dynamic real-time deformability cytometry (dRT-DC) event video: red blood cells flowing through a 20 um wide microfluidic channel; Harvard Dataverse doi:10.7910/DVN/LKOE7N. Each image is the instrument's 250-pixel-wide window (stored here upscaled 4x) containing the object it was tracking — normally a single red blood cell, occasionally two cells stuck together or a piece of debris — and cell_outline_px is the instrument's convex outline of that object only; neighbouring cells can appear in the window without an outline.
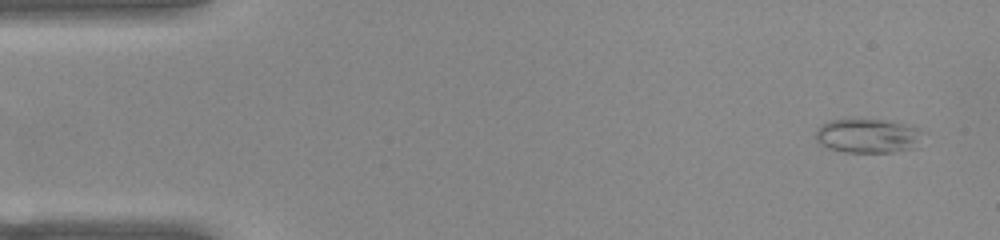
{"species": "common noctule bat (a hibernating species)", "species_latin": "Nyctalus noctula", "temperature_condition": "warm", "stored_images_in_passage": 50, "camera_frame_rate_fps": 3000, "um_per_image_px": 0.085, "animal": {"sex": "female", "body_mass_g": 22.0, "forearm_length_mm": 56.7}, "frame": {"image": 1, "passage_image": 1, "time_ms": 0.0, "image_size_px": [1000, 240], "cell_outline_px": [[928, 132], [920, 148], [896, 152], [844, 152], [828, 148], [820, 144], [816, 140], [816, 128], [832, 120], [888, 120], [908, 124], [920, 128]], "centroid_in_image_um": [73.94, 11.56], "position_along_channel_um": 11.1, "area_um2": 22.14}}
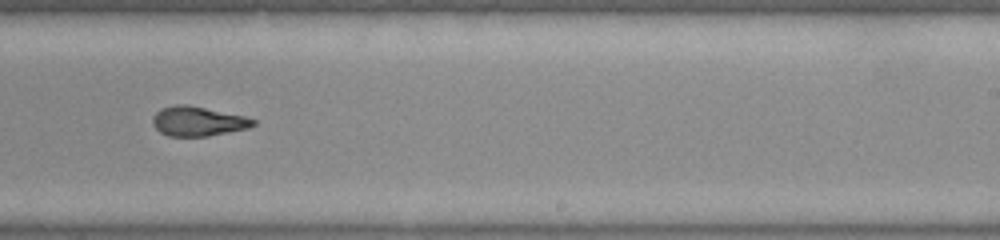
{"frame": {"image": 2, "passage_image": 30, "time_ms": 9.667, "image_size_px": [1000, 240], "cell_outline_px": [[256, 124], [248, 128], [208, 136], [168, 136], [160, 132], [152, 124], [152, 116], [160, 108], [176, 104], [188, 104], [244, 116], [256, 120]], "centroid_in_image_um": [16.79, 10.3], "position_along_channel_um": 272.2, "area_um2": 17.4}}
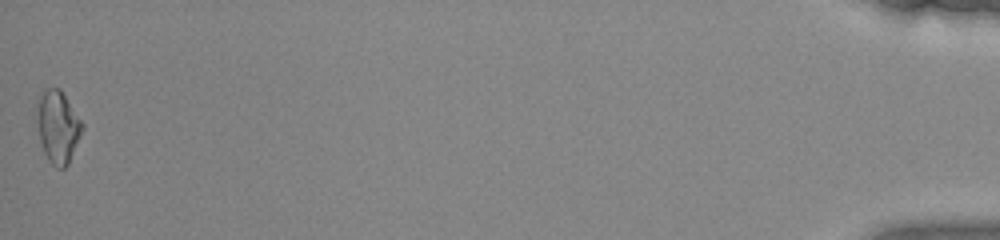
{"frame": {"image": 3, "passage_image": 50, "time_ms": 16.333, "image_size_px": [1000, 240], "cell_outline_px": [[84, 128], [68, 164], [64, 168], [56, 168], [48, 160], [44, 152], [40, 140], [36, 120], [36, 116], [40, 96], [44, 88], [60, 88], [84, 124]], "centroid_in_image_um": [4.92, 10.77], "position_along_channel_um": 430.3, "area_um2": 19.07}, "authors_computed_cell_mechanics": {"area_um2": 18.0914, "velocity_mm_per_s": 3.9274, "shape_relaxation_time_tau1_ms": null, "shape_relaxation_time_tau2_ms": 2.1057, "deformation_change_tau1": null, "deformation_change_tau2": 0.1011}}